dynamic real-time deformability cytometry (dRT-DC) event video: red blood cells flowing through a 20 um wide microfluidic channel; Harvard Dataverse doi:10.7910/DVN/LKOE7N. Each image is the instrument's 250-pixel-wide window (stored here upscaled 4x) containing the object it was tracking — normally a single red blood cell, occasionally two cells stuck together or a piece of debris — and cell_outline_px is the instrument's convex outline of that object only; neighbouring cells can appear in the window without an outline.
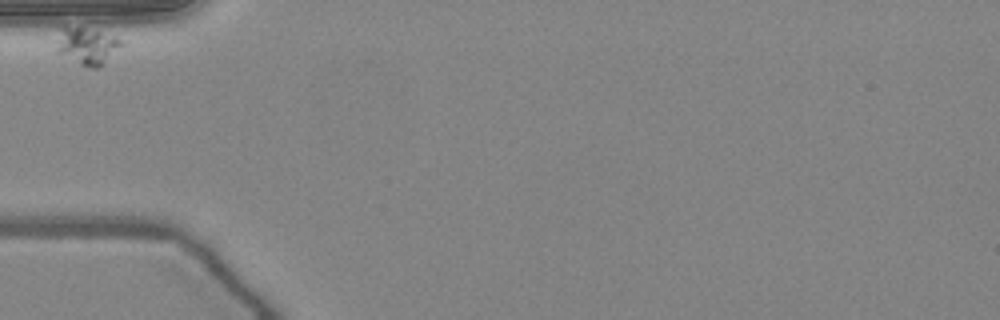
{"species": "common noctule bat (a hibernating species)", "species_latin": "Nyctalus noctula", "temperature_condition": "warm", "stored_images_in_passage": 32, "camera_frame_rate_fps": 3000, "um_per_image_px": 0.085, "animal": {"sex": "female", "body_mass_g": 24.6, "forearm_length_mm": 56.2}, "frame": {"image": 1, "passage_image": 1, "time_ms": 0.0, "image_size_px": [1000, 320], "cell_outline_px": [[128, 44], [100, 68], [92, 68], [80, 64], [56, 52], [56, 48], [60, 28], [64, 24], [84, 28], [116, 36], [124, 40]], "centroid_in_image_um": [7.48, 3.9], "position_along_channel_um": 77.5, "area_um2": 14.62}}
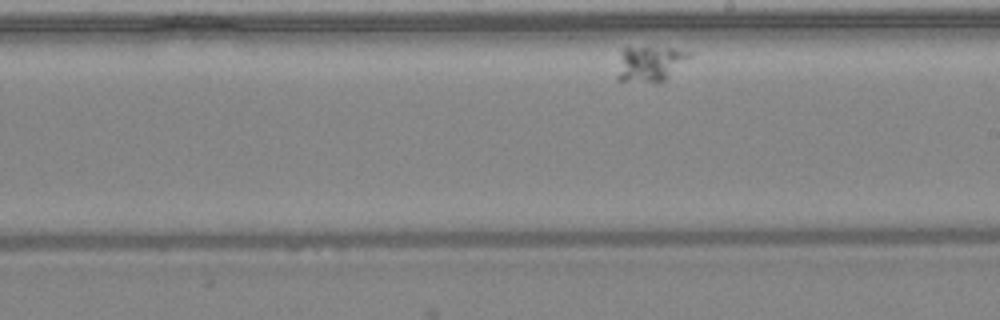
{"frame": {"image": 2, "passage_image": 19, "time_ms": 6.0, "image_size_px": [1000, 320], "cell_outline_px": [[692, 56], [664, 80], [656, 84], [652, 84], [616, 80], [616, 76], [624, 48], [672, 48], [692, 52]], "centroid_in_image_um": [55.26, 5.46], "position_along_channel_um": 233.7, "area_um2": 14.8}}
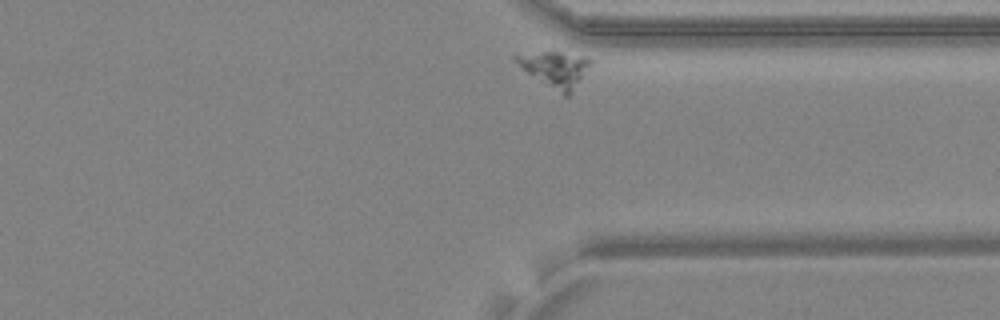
{"frame": {"image": 3, "passage_image": 32, "time_ms": 10.333, "image_size_px": [1000, 320], "cell_outline_px": [[592, 60], [568, 96], [564, 96], [528, 72], [512, 60], [512, 56], [552, 48]], "centroid_in_image_um": [47.12, 5.79], "position_along_channel_um": 364.3, "area_um2": 15.14}}